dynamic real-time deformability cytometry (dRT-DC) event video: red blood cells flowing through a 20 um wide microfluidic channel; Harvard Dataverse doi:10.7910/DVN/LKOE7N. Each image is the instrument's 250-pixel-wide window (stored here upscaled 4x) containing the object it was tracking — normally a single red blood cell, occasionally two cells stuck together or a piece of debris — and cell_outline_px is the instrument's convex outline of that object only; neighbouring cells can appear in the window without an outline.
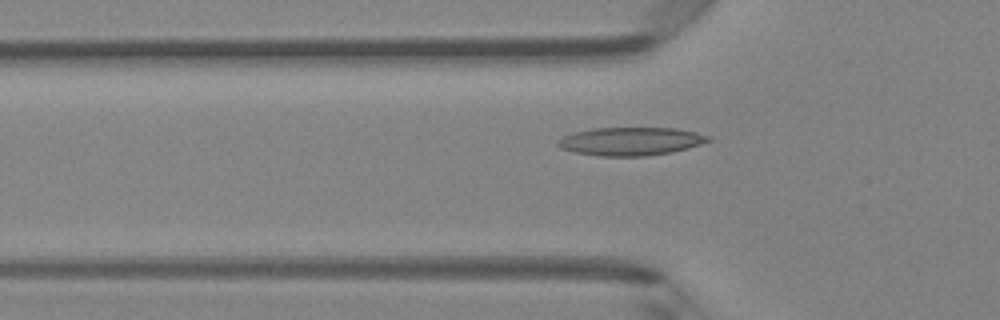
{"species": "Egyptian fruit bat (a non-hibernating species)", "species_latin": "Rousettus aegyptiacus", "temperature_condition": "room temperature", "stored_images_in_passage": 43, "camera_frame_rate_fps": 3000, "um_per_image_px": 0.085, "animal": {"sex": "female"}, "frame": {"image": 1, "passage_image": 16, "time_ms": 5.0, "image_size_px": [1000, 320], "cell_outline_px": [[712, 140], [688, 148], [672, 152], [644, 156], [600, 156], [576, 152], [560, 148], [556, 144], [556, 140], [572, 132], [592, 128], [676, 128], [696, 132], [712, 136]], "centroid_in_image_um": [53.61, 12.0], "position_along_channel_um": 72.2, "area_um2": 24.85}}
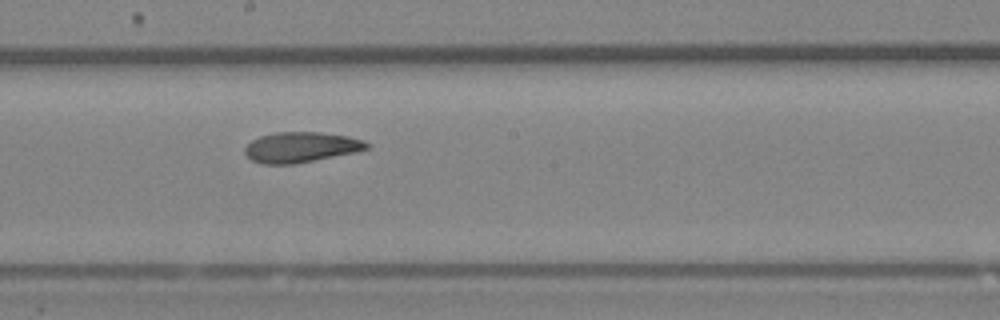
{"frame": {"image": 2, "passage_image": 27, "time_ms": 8.667, "image_size_px": [1000, 320], "cell_outline_px": [[368, 148], [356, 152], [296, 164], [264, 164], [252, 160], [244, 152], [244, 148], [252, 140], [260, 136], [276, 132], [320, 132], [348, 136], [364, 140], [368, 144]], "centroid_in_image_um": [25.58, 12.51], "position_along_channel_um": 222.6, "area_um2": 21.56}}
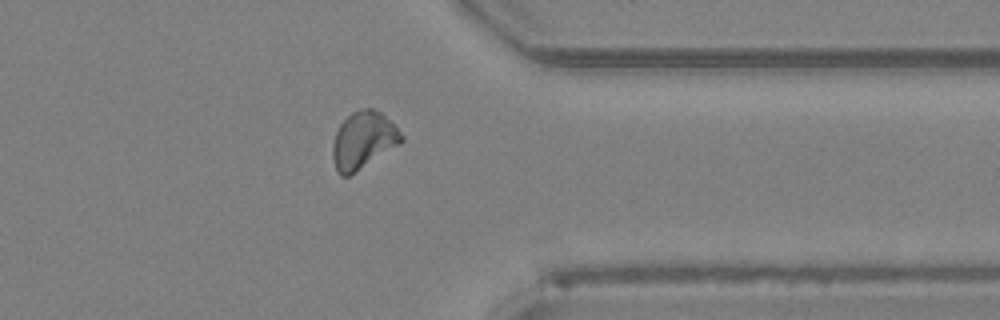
{"frame": {"image": 3, "passage_image": 39, "time_ms": 12.667, "image_size_px": [1000, 320], "cell_outline_px": [[404, 140], [400, 144], [348, 176], [340, 176], [336, 172], [332, 160], [332, 144], [336, 132], [340, 124], [352, 112], [360, 108], [372, 108], [380, 112], [392, 120], [404, 136]], "centroid_in_image_um": [30.88, 11.91], "position_along_channel_um": 380.5, "area_um2": 23.06}}